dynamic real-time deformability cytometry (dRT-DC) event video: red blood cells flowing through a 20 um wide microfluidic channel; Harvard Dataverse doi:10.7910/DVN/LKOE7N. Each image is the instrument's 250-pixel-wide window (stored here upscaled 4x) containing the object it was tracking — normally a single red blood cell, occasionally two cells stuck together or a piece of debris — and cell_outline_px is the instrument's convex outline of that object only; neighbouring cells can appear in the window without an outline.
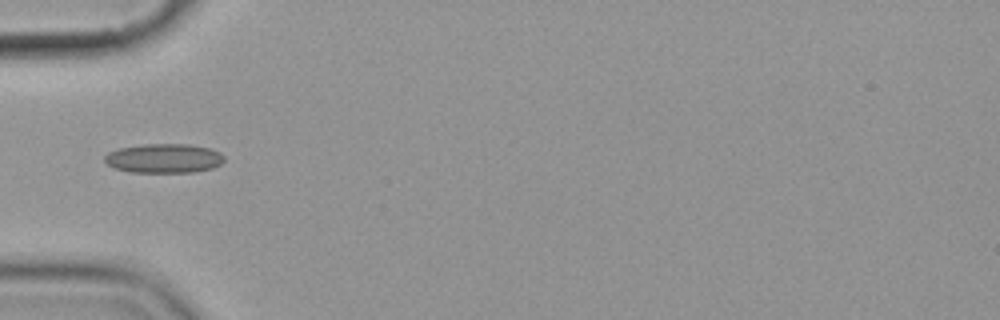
{"species": "common noctule bat (a hibernating species)", "species_latin": "Nyctalus noctula", "temperature_condition": "cold", "stored_images_in_passage": 6, "camera_frame_rate_fps": 3000, "um_per_image_px": 0.085, "animal": {"sex": "female", "body_mass_g": 19.9}, "frame": {"image": 1, "passage_image": 6, "time_ms": 5.667, "image_size_px": [1000, 320], "cell_outline_px": [[224, 160], [220, 164], [212, 168], [192, 172], [132, 172], [116, 168], [108, 164], [104, 160], [104, 156], [108, 152], [120, 148], [144, 144], [188, 144], [212, 148], [220, 152], [224, 156]], "centroid_in_image_um": [13.96, 13.45], "position_along_channel_um": 71.0, "area_um2": 20.35}}